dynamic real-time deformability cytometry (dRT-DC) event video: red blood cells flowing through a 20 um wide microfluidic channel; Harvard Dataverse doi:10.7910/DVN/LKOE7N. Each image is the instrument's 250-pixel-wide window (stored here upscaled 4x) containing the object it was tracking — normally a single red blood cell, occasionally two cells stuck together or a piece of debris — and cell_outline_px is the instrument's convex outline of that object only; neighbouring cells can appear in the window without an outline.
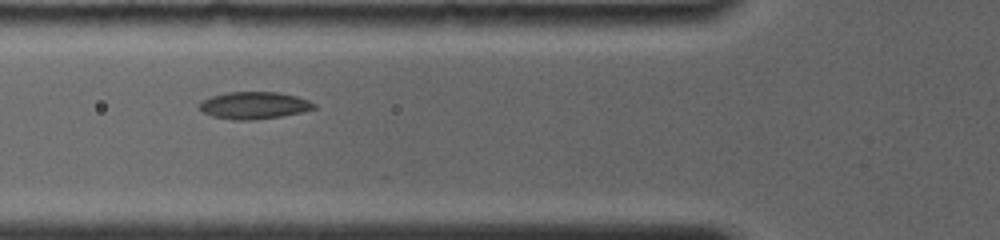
{"species": "common noctule bat (a hibernating species)", "species_latin": "Nyctalus noctula", "temperature_condition": "room temperature", "stored_images_in_passage": 12, "camera_frame_rate_fps": 4000, "um_per_image_px": 0.085, "animal": {"sex": "female", "body_mass_g": 19.0, "forearm_length_mm": 56.7}, "frame": {"image": 1, "passage_image": 2, "time_ms": 0.75, "image_size_px": [1000, 240], "cell_outline_px": [[316, 108], [300, 112], [280, 116], [252, 120], [232, 120], [212, 116], [204, 112], [200, 108], [200, 104], [204, 100], [212, 96], [228, 92], [276, 92], [296, 96], [308, 100], [316, 104]], "centroid_in_image_um": [21.61, 8.96], "position_along_channel_um": 104.2, "area_um2": 17.86}}
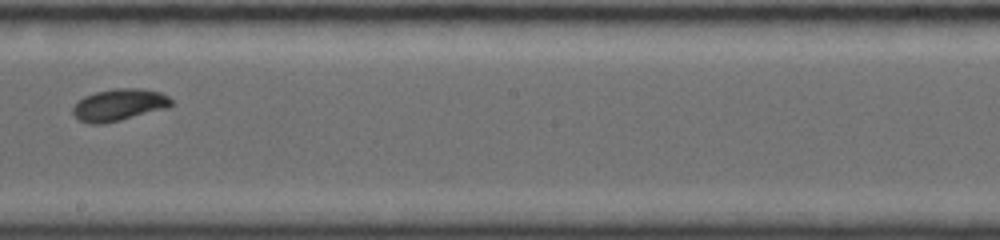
{"frame": {"image": 2, "passage_image": 8, "time_ms": 4.25, "image_size_px": [1000, 240], "cell_outline_px": [[172, 104], [168, 108], [104, 124], [88, 124], [80, 120], [72, 112], [72, 108], [84, 96], [96, 92], [116, 88], [140, 88], [160, 92], [168, 96], [172, 100]], "centroid_in_image_um": [10.13, 8.91], "position_along_channel_um": 238.1, "area_um2": 18.26}}
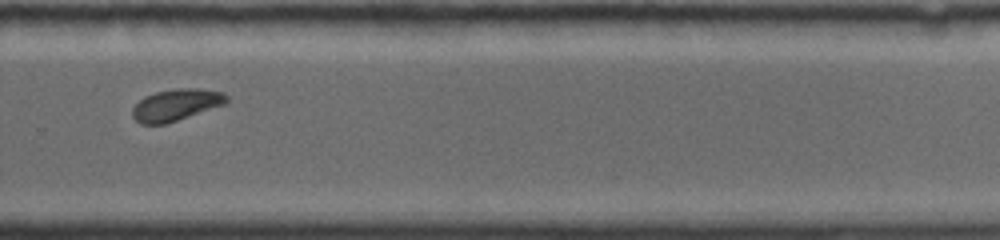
{"frame": {"image": 3, "passage_image": 11, "time_ms": 6.25, "image_size_px": [1000, 240], "cell_outline_px": [[228, 100], [224, 104], [164, 124], [140, 124], [132, 116], [132, 108], [144, 96], [156, 92], [176, 88], [196, 88], [224, 92], [228, 96]], "centroid_in_image_um": [14.94, 8.9], "position_along_channel_um": 314.9, "area_um2": 17.17}}